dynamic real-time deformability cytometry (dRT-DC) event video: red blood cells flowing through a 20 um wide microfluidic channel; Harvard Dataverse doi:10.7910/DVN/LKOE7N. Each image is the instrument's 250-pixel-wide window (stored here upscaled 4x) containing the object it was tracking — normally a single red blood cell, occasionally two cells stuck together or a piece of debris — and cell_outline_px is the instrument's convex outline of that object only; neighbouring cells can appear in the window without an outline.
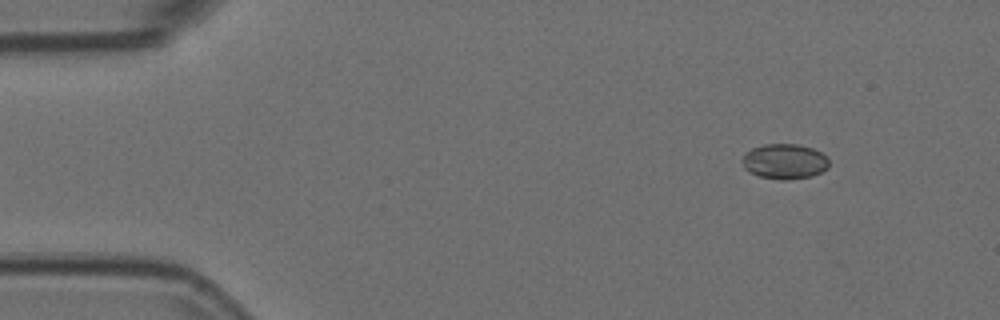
{"species": "Egyptian fruit bat (a non-hibernating species)", "species_latin": "Rousettus aegyptiacus", "temperature_condition": "room temperature", "stored_images_in_passage": 4, "camera_frame_rate_fps": 3000, "um_per_image_px": 0.085, "animal": {"sex": "female"}, "frame": {"image": 1, "passage_image": 1, "time_ms": 0.0, "image_size_px": [1000, 320], "cell_outline_px": [[828, 168], [812, 176], [788, 180], [780, 180], [760, 176], [748, 172], [744, 168], [740, 160], [744, 152], [752, 148], [764, 144], [800, 144], [812, 148], [820, 152], [828, 160]], "centroid_in_image_um": [66.63, 13.72], "position_along_channel_um": 18.4, "area_um2": 17.98}}